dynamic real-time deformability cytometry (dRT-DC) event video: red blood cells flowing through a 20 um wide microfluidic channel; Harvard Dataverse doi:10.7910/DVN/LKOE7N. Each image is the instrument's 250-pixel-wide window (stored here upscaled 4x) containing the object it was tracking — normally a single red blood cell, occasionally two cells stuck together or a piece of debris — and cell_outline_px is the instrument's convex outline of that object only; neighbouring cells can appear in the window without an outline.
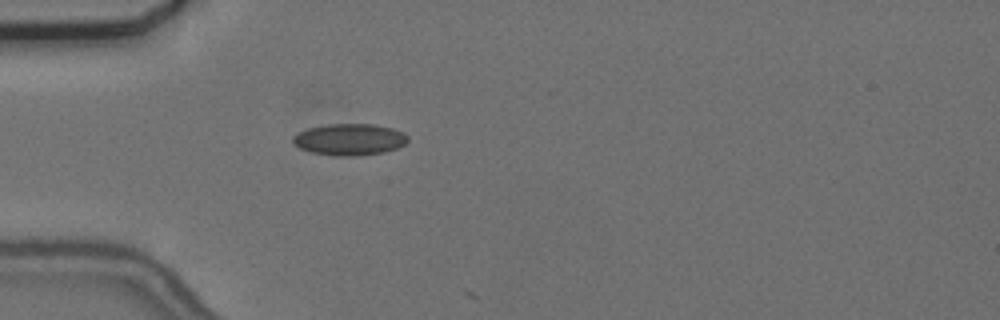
{"species": "common noctule bat (a hibernating species)", "species_latin": "Nyctalus noctula", "temperature_condition": "cold", "stored_images_in_passage": 6, "camera_frame_rate_fps": 3000, "um_per_image_px": 0.085, "animal": {"sex": "female", "body_mass_g": 24.6, "forearm_length_mm": 56.2}, "frame": {"image": 1, "passage_image": 1, "time_ms": 0.0, "image_size_px": [1000, 320], "cell_outline_px": [[408, 140], [404, 144], [396, 148], [384, 152], [352, 156], [336, 156], [312, 152], [300, 148], [292, 144], [292, 136], [308, 128], [328, 124], [376, 124], [392, 128], [404, 132], [408, 136]], "centroid_in_image_um": [29.71, 11.85], "position_along_channel_um": 55.3, "area_um2": 21.15}}
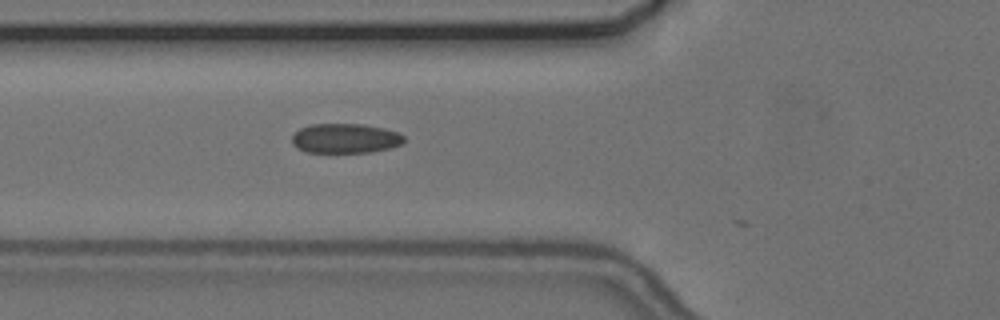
{"frame": {"image": 2, "passage_image": 5, "time_ms": 1.333, "image_size_px": [1000, 320], "cell_outline_px": [[404, 144], [392, 148], [372, 152], [304, 152], [296, 148], [292, 144], [292, 136], [300, 128], [312, 124], [364, 124], [384, 128], [396, 132], [404, 136]], "centroid_in_image_um": [29.36, 11.77], "position_along_channel_um": 96.4, "area_um2": 19.54}}